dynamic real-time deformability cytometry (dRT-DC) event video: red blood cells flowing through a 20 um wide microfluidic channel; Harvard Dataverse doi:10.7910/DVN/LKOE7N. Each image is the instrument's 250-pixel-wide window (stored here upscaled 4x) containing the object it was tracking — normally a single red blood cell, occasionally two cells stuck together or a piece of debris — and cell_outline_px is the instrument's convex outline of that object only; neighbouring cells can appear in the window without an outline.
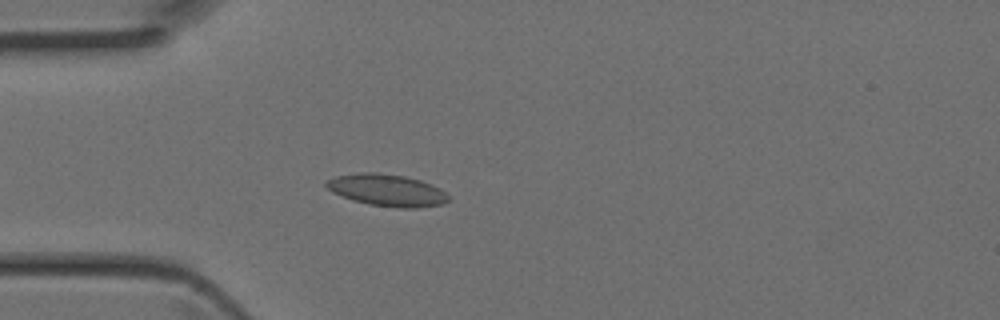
{"species": "Egyptian fruit bat (a non-hibernating species)", "species_latin": "Rousettus aegyptiacus", "temperature_condition": "room temperature", "stored_images_in_passage": 37, "camera_frame_rate_fps": 3000, "um_per_image_px": 0.085, "animal": {"sex": "female"}, "frame": {"image": 1, "passage_image": 8, "time_ms": 2.333, "image_size_px": [1000, 320], "cell_outline_px": [[448, 200], [444, 204], [416, 208], [396, 208], [368, 204], [352, 200], [332, 192], [324, 184], [328, 180], [336, 176], [364, 172], [376, 172], [404, 176], [420, 180], [440, 188], [448, 196]], "centroid_in_image_um": [32.89, 16.17], "position_along_channel_um": 52.1, "area_um2": 22.66}}
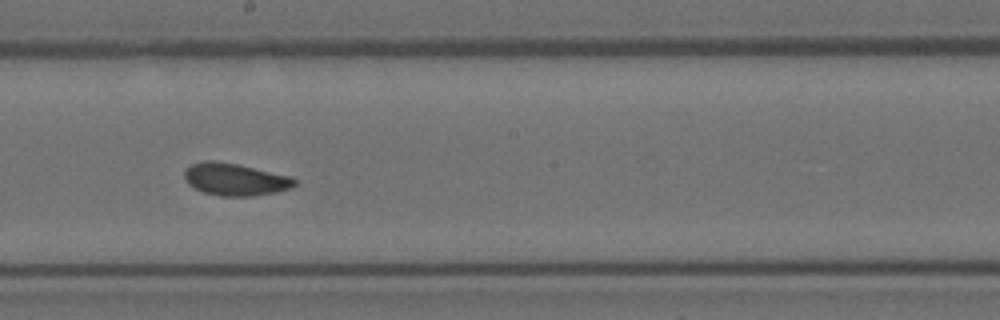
{"frame": {"image": 2, "passage_image": 20, "time_ms": 6.333, "image_size_px": [1000, 320], "cell_outline_px": [[296, 184], [292, 188], [276, 192], [252, 196], [220, 196], [204, 192], [188, 184], [184, 176], [184, 168], [192, 164], [204, 160], [212, 160], [236, 164], [288, 176], [296, 180]], "centroid_in_image_um": [19.95, 15.25], "position_along_channel_um": 228.3, "area_um2": 20.52}}
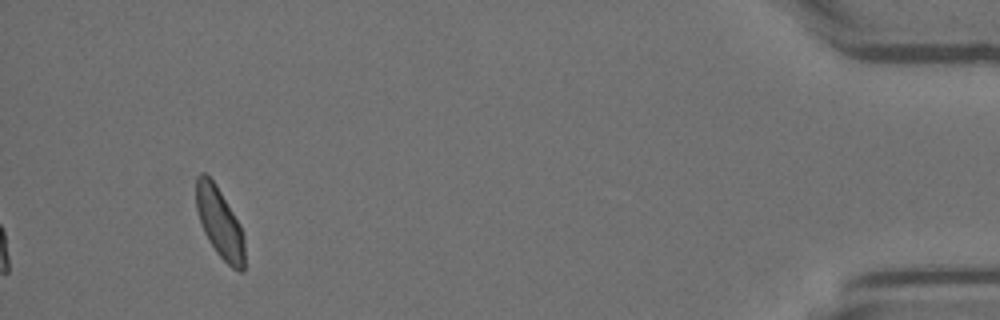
{"frame": {"image": 3, "passage_image": 37, "time_ms": 12.0, "image_size_px": [1000, 320], "cell_outline_px": [[244, 272], [240, 272], [232, 268], [216, 252], [208, 240], [200, 224], [196, 208], [196, 176], [200, 172], [204, 172], [216, 184], [240, 224], [244, 236]], "centroid_in_image_um": [18.66, 18.93], "position_along_channel_um": 416.5, "area_um2": 19.94}}